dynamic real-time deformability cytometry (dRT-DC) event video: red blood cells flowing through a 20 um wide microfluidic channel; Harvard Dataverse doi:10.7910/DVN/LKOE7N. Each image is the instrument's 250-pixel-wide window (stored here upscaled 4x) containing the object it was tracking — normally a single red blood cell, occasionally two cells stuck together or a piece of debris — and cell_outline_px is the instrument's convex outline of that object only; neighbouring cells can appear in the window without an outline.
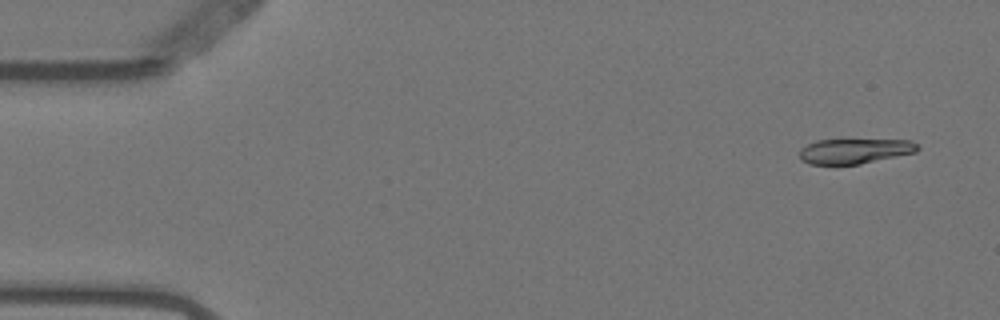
{"species": "Egyptian fruit bat (a non-hibernating species)", "species_latin": "Rousettus aegyptiacus", "temperature_condition": "warm", "stored_images_in_passage": 3, "camera_frame_rate_fps": 3000, "um_per_image_px": 0.085, "animal": {"sex": "female"}, "frame": {"image": 1, "passage_image": 2, "time_ms": 0.333, "image_size_px": [1000, 320], "cell_outline_px": [[920, 148], [916, 152], [860, 164], [808, 164], [800, 160], [800, 148], [816, 140], [912, 140], [920, 144]], "centroid_in_image_um": [72.66, 12.84], "position_along_channel_um": 12.3, "area_um2": 17.28}}